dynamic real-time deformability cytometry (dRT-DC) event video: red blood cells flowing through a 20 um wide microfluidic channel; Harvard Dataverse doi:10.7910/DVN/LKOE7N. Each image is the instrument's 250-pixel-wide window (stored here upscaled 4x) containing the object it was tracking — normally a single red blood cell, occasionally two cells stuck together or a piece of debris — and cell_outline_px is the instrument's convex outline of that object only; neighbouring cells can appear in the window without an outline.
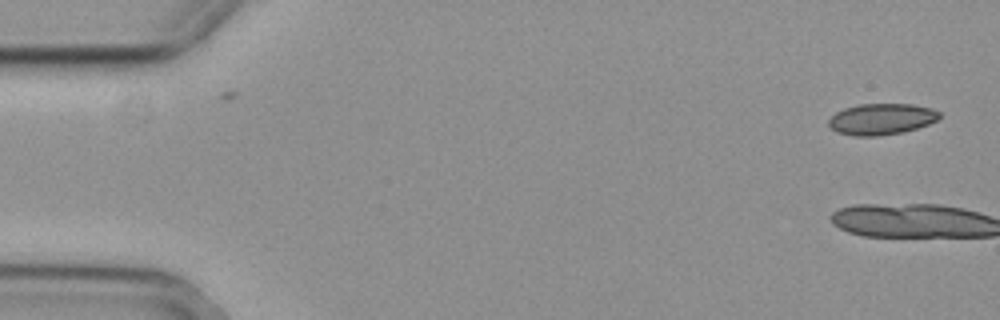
{"species": "common noctule bat (a hibernating species)", "species_latin": "Nyctalus noctula", "temperature_condition": "cold", "stored_images_in_passage": 3, "camera_frame_rate_fps": 3000, "um_per_image_px": 0.085, "animal": {"sex": "female", "body_mass_g": 29.2, "forearm_length_mm": 56.3}, "frame": {"image": 1, "passage_image": 1, "time_ms": 0.0, "image_size_px": [1000, 320], "cell_outline_px": [[940, 116], [936, 120], [928, 124], [904, 132], [880, 136], [852, 136], [836, 132], [828, 124], [828, 120], [836, 112], [844, 108], [860, 104], [912, 104], [932, 108], [940, 112]], "centroid_in_image_um": [74.91, 10.13], "position_along_channel_um": 10.1, "area_um2": 20.23}}